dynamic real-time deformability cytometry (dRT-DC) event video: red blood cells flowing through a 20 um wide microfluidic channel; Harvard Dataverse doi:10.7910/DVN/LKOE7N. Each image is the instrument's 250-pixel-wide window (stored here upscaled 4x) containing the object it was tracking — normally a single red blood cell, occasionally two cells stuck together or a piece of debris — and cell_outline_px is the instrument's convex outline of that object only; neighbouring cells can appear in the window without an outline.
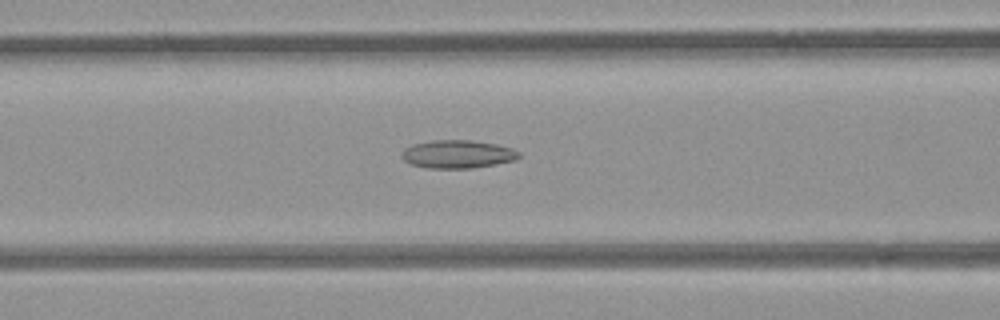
{"species": "common noctule bat (a hibernating species)", "species_latin": "Nyctalus noctula", "temperature_condition": "room temperature", "stored_images_in_passage": 50, "camera_frame_rate_fps": 3000, "um_per_image_px": 0.085, "animal": {"sex": "female", "body_mass_g": 21.9}, "frame": {"image": 1, "passage_image": 21, "time_ms": 6.667, "image_size_px": [1000, 320], "cell_outline_px": [[520, 156], [516, 160], [496, 164], [472, 168], [428, 168], [412, 164], [404, 160], [400, 156], [404, 148], [412, 144], [432, 140], [472, 140], [496, 144], [512, 148], [520, 152]], "centroid_in_image_um": [38.9, 13.1], "position_along_channel_um": 127.7, "area_um2": 19.31}}
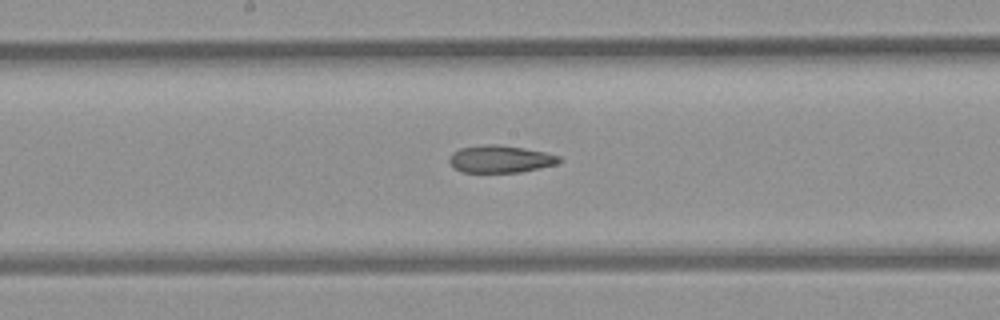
{"frame": {"image": 2, "passage_image": 27, "time_ms": 8.667, "image_size_px": [1000, 320], "cell_outline_px": [[564, 160], [560, 164], [520, 172], [460, 172], [452, 168], [448, 160], [452, 152], [460, 148], [488, 144], [496, 144], [524, 148], [544, 152], [560, 156]], "centroid_in_image_um": [42.54, 13.53], "position_along_channel_um": 205.7, "area_um2": 17.74}}
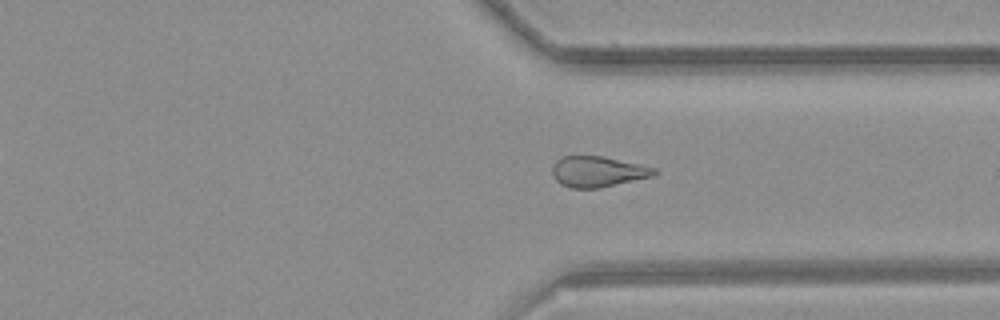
{"frame": {"image": 3, "passage_image": 39, "time_ms": 12.667, "image_size_px": [1000, 320], "cell_outline_px": [[660, 172], [652, 176], [600, 188], [572, 188], [560, 184], [556, 180], [552, 172], [552, 168], [556, 160], [560, 156], [604, 156], [656, 168]], "centroid_in_image_um": [50.81, 14.58], "position_along_channel_um": 360.6, "area_um2": 18.26}}